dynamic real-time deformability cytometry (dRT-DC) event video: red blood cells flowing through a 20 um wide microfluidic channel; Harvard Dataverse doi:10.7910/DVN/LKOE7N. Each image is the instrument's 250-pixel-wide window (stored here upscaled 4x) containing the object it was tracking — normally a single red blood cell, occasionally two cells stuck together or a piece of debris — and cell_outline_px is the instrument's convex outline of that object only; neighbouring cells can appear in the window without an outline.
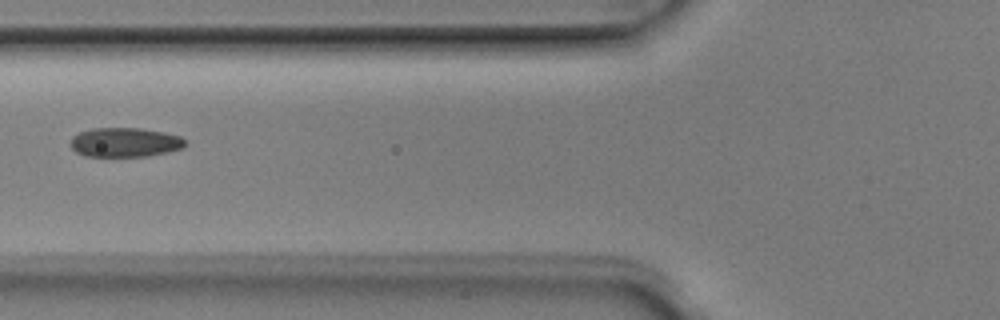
{"species": "Egyptian fruit bat (a non-hibernating species)", "species_latin": "Rousettus aegyptiacus", "temperature_condition": "room temperature", "stored_images_in_passage": 6, "camera_frame_rate_fps": 3000, "um_per_image_px": 0.085, "animal": {"sex": "male"}, "frame": {"image": 1, "passage_image": 5, "time_ms": 1.333, "image_size_px": [1000, 320], "cell_outline_px": [[188, 144], [184, 148], [168, 152], [144, 156], [84, 156], [76, 152], [72, 148], [72, 136], [80, 132], [92, 128], [140, 128], [164, 132], [180, 136]], "centroid_in_image_um": [10.65, 12.09], "position_along_channel_um": 115.2, "area_um2": 19.59}}
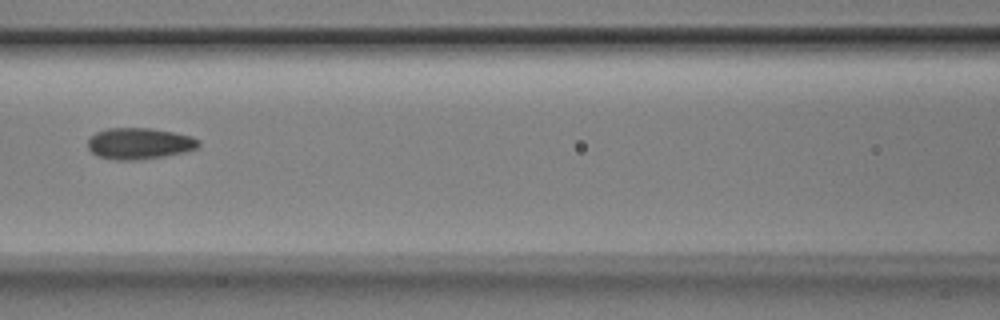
{"frame": {"image": 2, "passage_image": 6, "time_ms": 1.667, "image_size_px": [1000, 320], "cell_outline_px": [[200, 144], [196, 148], [184, 152], [164, 156], [136, 160], [116, 160], [96, 156], [88, 148], [88, 140], [96, 132], [108, 128], [152, 128], [192, 136], [200, 140]], "centroid_in_image_um": [11.84, 12.2], "position_along_channel_um": 154.8, "area_um2": 20.23}}